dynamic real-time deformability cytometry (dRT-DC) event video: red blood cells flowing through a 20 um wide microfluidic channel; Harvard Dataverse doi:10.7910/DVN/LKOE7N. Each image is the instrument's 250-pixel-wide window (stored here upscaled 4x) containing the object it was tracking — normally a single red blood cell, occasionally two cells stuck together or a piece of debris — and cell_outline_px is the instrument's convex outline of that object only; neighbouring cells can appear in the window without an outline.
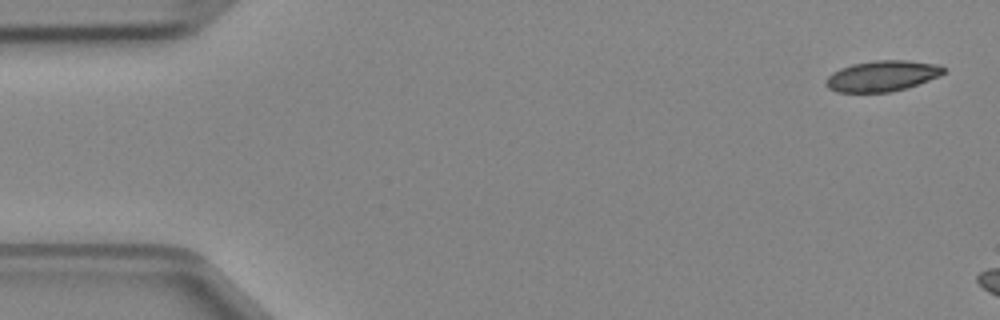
{"species": "Egyptian fruit bat (a non-hibernating species)", "species_latin": "Rousettus aegyptiacus", "temperature_condition": "cold", "stored_images_in_passage": 2, "camera_frame_rate_fps": 3000, "um_per_image_px": 0.085, "animal": {"sex": "female"}, "frame": {"image": 1, "passage_image": 1, "time_ms": 0.0, "image_size_px": [1000, 320], "cell_outline_px": [[944, 72], [940, 76], [908, 88], [892, 92], [836, 92], [828, 88], [824, 84], [828, 76], [832, 72], [840, 68], [852, 64], [876, 60], [908, 60], [940, 64], [944, 68]], "centroid_in_image_um": [74.99, 6.46], "position_along_channel_um": 10.0, "area_um2": 21.33}}